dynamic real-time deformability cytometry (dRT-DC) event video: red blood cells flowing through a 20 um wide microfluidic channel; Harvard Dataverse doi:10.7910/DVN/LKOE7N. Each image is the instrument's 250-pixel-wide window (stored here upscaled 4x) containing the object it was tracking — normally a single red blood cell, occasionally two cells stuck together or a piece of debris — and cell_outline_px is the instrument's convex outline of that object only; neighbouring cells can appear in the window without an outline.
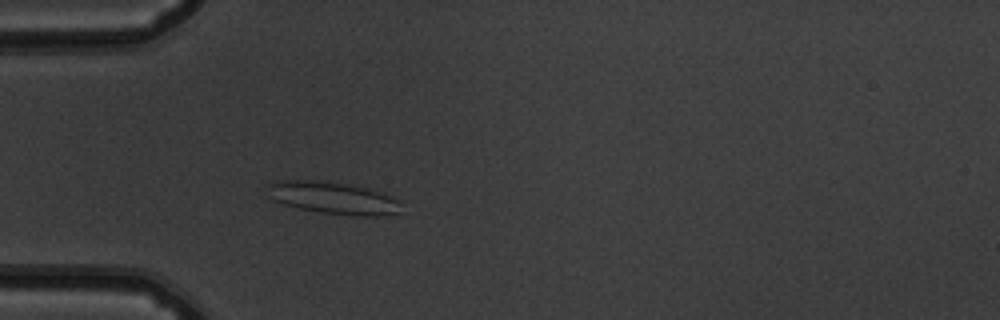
{"species": "common noctule bat (a hibernating species)", "species_latin": "Nyctalus noctula", "temperature_condition": "warm", "stored_images_in_passage": 38, "camera_frame_rate_fps": 3000, "um_per_image_px": 0.085, "animal": {"sex": "male", "body_mass_g": 19.5, "forearm_length_mm": 54.6}, "frame": {"image": 1, "passage_image": 1, "time_ms": 0.0, "image_size_px": [1000, 320], "cell_outline_px": [[400, 212], [388, 216], [352, 216], [320, 212], [300, 208], [284, 204], [272, 200], [268, 196], [264, 184], [276, 180], [308, 180], [344, 184], [364, 188], [380, 192], [392, 196], [396, 200]], "centroid_in_image_um": [28.22, 16.83], "position_along_channel_um": 56.8, "area_um2": 25.03}}
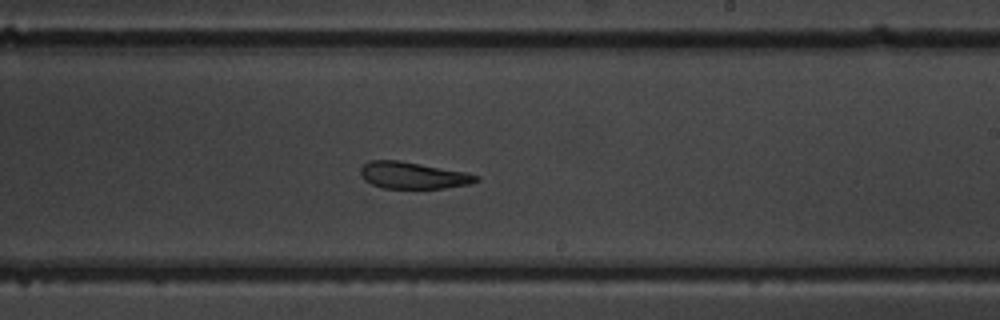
{"frame": {"image": 2, "passage_image": 17, "time_ms": 5.333, "image_size_px": [1000, 320], "cell_outline_px": [[480, 180], [468, 184], [444, 188], [384, 188], [372, 184], [364, 180], [360, 172], [360, 168], [368, 160], [400, 160], [468, 172], [480, 176]], "centroid_in_image_um": [35.12, 14.89], "position_along_channel_um": 253.9, "area_um2": 18.15}}
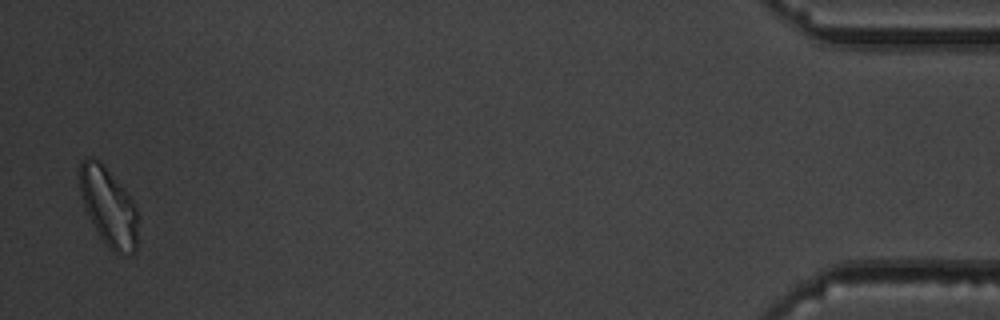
{"frame": {"image": 3, "passage_image": 37, "time_ms": 12.0, "image_size_px": [1000, 320], "cell_outline_px": [[136, 252], [116, 252], [108, 248], [100, 236], [80, 196], [76, 172], [80, 160], [84, 156], [92, 156], [100, 160], [128, 196], [136, 208]], "centroid_in_image_um": [9.13, 17.46], "position_along_channel_um": 426.1, "area_um2": 26.18}, "authors_computed_cell_mechanics": {"area_um2": 19.652, "velocity_mm_per_s": 3.8249, "shape_relaxation_time_tau1_ms": 6.1497, "shape_relaxation_time_tau2_ms": 3.0662, "deformation_change_tau1": 0.1261, "deformation_change_tau2": 0.1076}}